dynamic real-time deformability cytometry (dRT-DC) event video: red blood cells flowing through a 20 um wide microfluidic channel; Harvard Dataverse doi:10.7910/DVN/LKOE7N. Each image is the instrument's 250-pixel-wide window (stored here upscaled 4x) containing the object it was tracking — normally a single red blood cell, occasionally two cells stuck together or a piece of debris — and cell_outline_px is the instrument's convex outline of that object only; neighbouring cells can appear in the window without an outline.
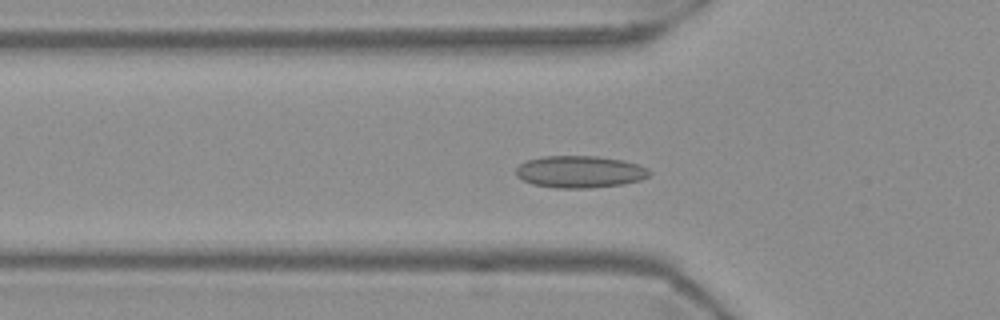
{"species": "Egyptian fruit bat (a non-hibernating species)", "species_latin": "Rousettus aegyptiacus", "temperature_condition": "warm", "stored_images_in_passage": 39, "camera_frame_rate_fps": 3000, "um_per_image_px": 0.085, "frame": {"image": 1, "passage_image": 2, "time_ms": 0.333, "image_size_px": [1000, 320], "cell_outline_px": [[652, 172], [648, 176], [640, 180], [620, 184], [588, 188], [556, 188], [532, 184], [516, 176], [516, 168], [524, 160], [540, 156], [596, 156], [624, 160], [640, 164], [648, 168]], "centroid_in_image_um": [49.28, 14.59], "position_along_channel_um": 76.5, "area_um2": 25.09}}
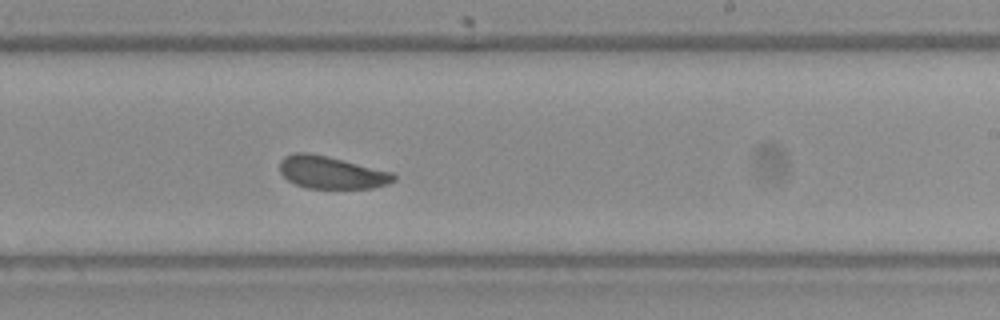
{"frame": {"image": 2, "passage_image": 17, "time_ms": 5.333, "image_size_px": [1000, 320], "cell_outline_px": [[396, 180], [388, 184], [372, 188], [308, 188], [296, 184], [288, 180], [280, 172], [280, 160], [284, 156], [292, 152], [308, 152], [328, 156], [392, 172], [396, 176]], "centroid_in_image_um": [28.16, 14.65], "position_along_channel_um": 260.8, "area_um2": 21.62}}
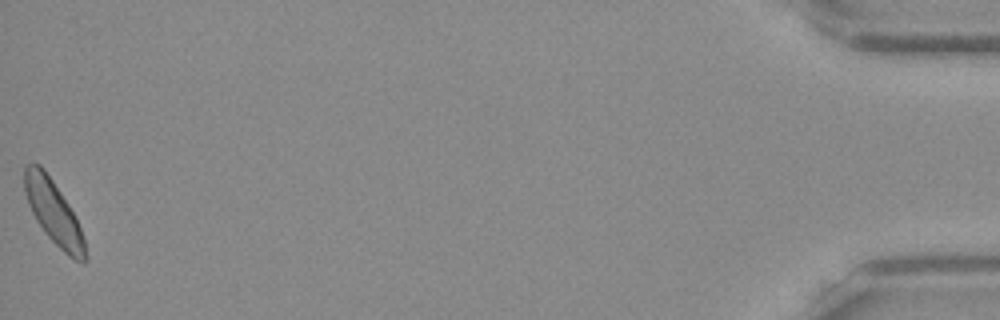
{"frame": {"image": 3, "passage_image": 39, "time_ms": 12.667, "image_size_px": [1000, 320], "cell_outline_px": [[88, 260], [84, 264], [68, 256], [44, 232], [36, 220], [28, 204], [24, 192], [24, 164], [40, 164], [44, 168], [68, 204], [80, 228], [84, 240]], "centroid_in_image_um": [4.54, 18.06], "position_along_channel_um": 430.7, "area_um2": 22.25}, "authors_computed_cell_mechanics": {"area_um2": 22.1952, "velocity_mm_per_s": 3.675, "shape_relaxation_time_tau1_ms": null, "shape_relaxation_time_tau2_ms": 3.4915, "deformation_change_tau1": null, "deformation_change_tau2": 0.0768}}